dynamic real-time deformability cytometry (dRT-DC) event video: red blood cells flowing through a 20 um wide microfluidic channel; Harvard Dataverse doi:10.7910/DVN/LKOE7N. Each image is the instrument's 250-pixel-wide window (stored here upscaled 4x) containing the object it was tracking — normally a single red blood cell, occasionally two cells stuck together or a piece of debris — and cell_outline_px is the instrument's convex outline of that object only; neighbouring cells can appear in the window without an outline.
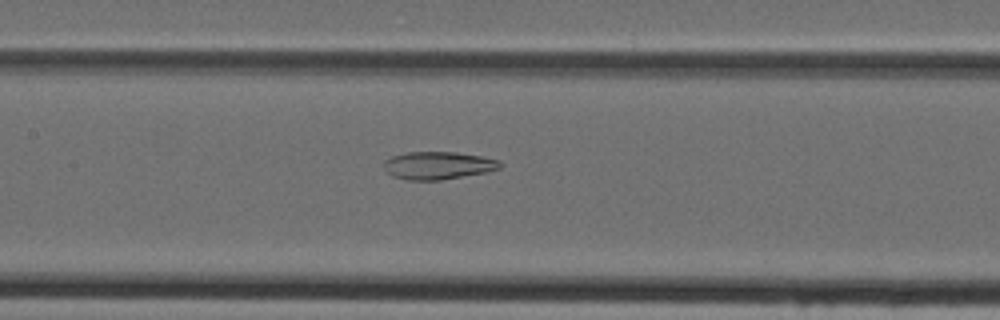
{"species": "Egyptian fruit bat (a non-hibernating species)", "species_latin": "Rousettus aegyptiacus", "temperature_condition": "cold", "stored_images_in_passage": 42, "camera_frame_rate_fps": 3000, "um_per_image_px": 0.085, "animal": {"sex": "female"}, "frame": {"image": 1, "passage_image": 17, "time_ms": 5.333, "image_size_px": [1000, 320], "cell_outline_px": [[504, 164], [500, 168], [488, 172], [440, 180], [408, 180], [392, 176], [384, 168], [384, 160], [392, 156], [408, 152], [456, 152], [480, 156], [500, 160]], "centroid_in_image_um": [37.26, 14.06], "position_along_channel_um": 170.1, "area_um2": 18.84}}
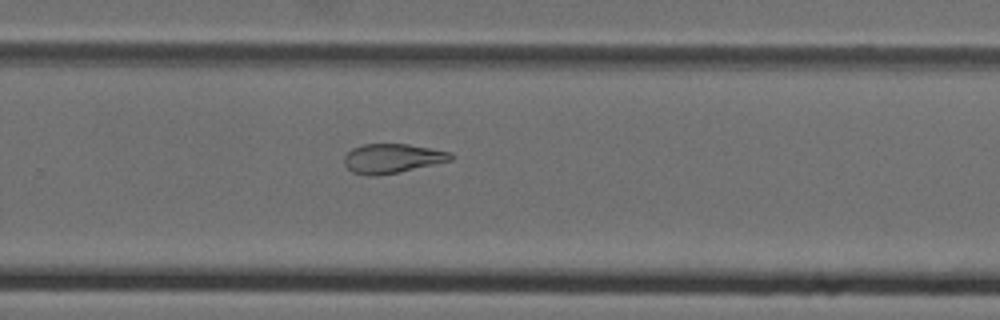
{"frame": {"image": 2, "passage_image": 26, "time_ms": 8.333, "image_size_px": [1000, 320], "cell_outline_px": [[452, 160], [400, 172], [376, 176], [368, 176], [352, 172], [344, 164], [344, 156], [352, 148], [364, 144], [408, 144], [432, 148], [452, 152]], "centroid_in_image_um": [33.33, 13.47], "position_along_channel_um": 296.5, "area_um2": 18.32}}
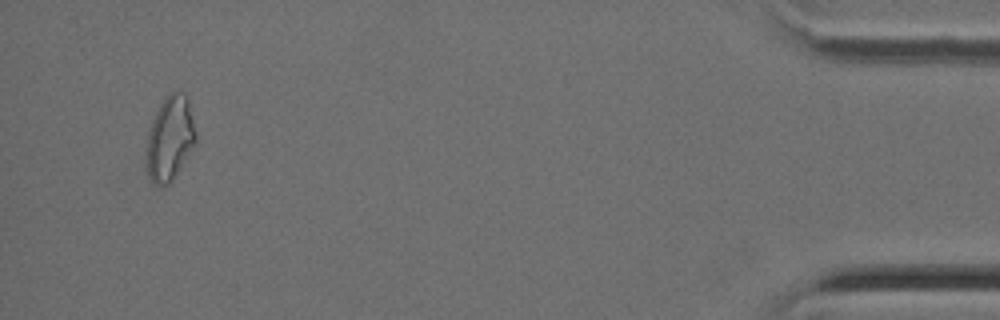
{"frame": {"image": 3, "passage_image": 40, "time_ms": 13.0, "image_size_px": [1000, 320], "cell_outline_px": [[196, 140], [172, 180], [168, 184], [160, 188], [156, 188], [152, 184], [148, 176], [144, 164], [148, 132], [152, 120], [160, 104], [168, 92], [184, 92], [188, 96], [196, 132]], "centroid_in_image_um": [14.4, 11.79], "position_along_channel_um": 420.8, "area_um2": 24.68}}